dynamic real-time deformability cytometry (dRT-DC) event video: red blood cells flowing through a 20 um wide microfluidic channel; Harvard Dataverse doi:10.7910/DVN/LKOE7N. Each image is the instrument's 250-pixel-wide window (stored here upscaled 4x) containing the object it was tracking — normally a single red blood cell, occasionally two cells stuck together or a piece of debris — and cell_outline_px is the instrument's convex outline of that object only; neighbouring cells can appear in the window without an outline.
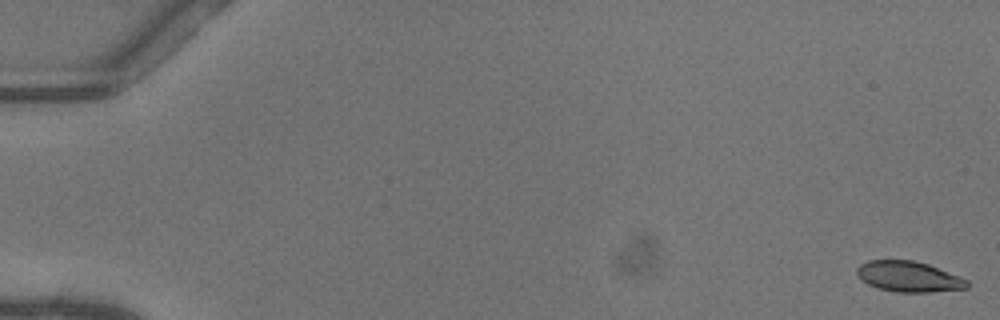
{"species": "common noctule bat (a hibernating species)", "species_latin": "Nyctalus noctula", "temperature_condition": "warm", "stored_images_in_passage": 52, "camera_frame_rate_fps": 3000, "um_per_image_px": 0.085, "animal": {"sex": "female"}, "frame": {"image": 1, "passage_image": 1, "time_ms": 0.0, "image_size_px": [1000, 320], "cell_outline_px": [[968, 288], [932, 292], [896, 292], [880, 288], [868, 284], [860, 280], [856, 272], [856, 268], [860, 264], [868, 260], [912, 260], [928, 264], [968, 280]], "centroid_in_image_um": [77.21, 23.51], "position_along_channel_um": 7.8, "area_um2": 19.59}}
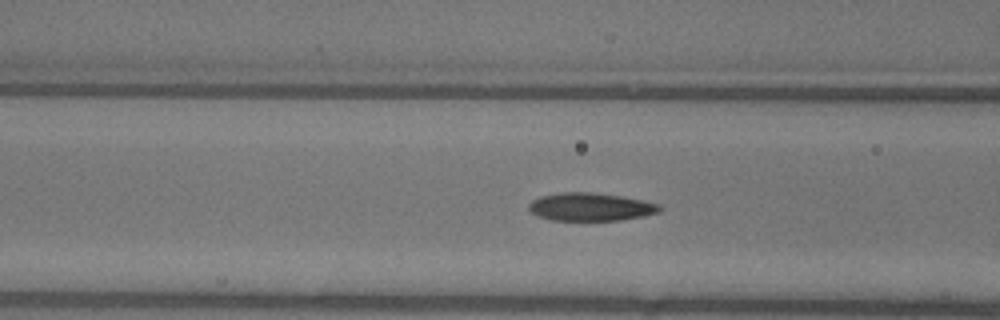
{"frame": {"image": 2, "passage_image": 22, "time_ms": 7.0, "image_size_px": [1000, 320], "cell_outline_px": [[664, 208], [660, 212], [644, 216], [620, 220], [552, 220], [540, 216], [532, 212], [528, 208], [528, 204], [532, 200], [540, 196], [564, 192], [592, 192], [620, 196], [660, 204]], "centroid_in_image_um": [50.23, 17.58], "position_along_channel_um": 116.4, "area_um2": 21.27}}
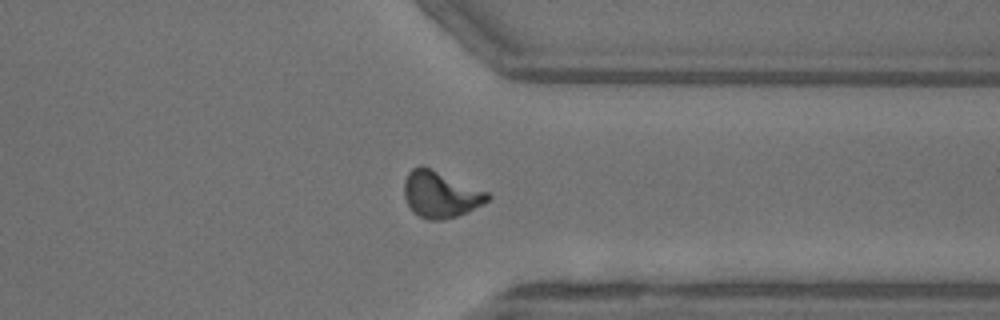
{"frame": {"image": 3, "passage_image": 41, "time_ms": 13.333, "image_size_px": [1000, 320], "cell_outline_px": [[492, 196], [488, 200], [468, 212], [456, 216], [440, 220], [428, 220], [420, 216], [408, 204], [404, 196], [404, 180], [408, 172], [412, 168], [420, 164], [488, 192]], "centroid_in_image_um": [37.43, 16.51], "position_along_channel_um": 374.0, "area_um2": 22.25}, "authors_computed_cell_mechanics": {"area_um2": 21.1837, "velocity_mm_per_s": 4.092, "shape_relaxation_time_tau1_ms": 5.4677, "shape_relaxation_time_tau2_ms": 0.7895, "deformation_change_tau1": 0.1898, "deformation_change_tau2": 0.0608}}